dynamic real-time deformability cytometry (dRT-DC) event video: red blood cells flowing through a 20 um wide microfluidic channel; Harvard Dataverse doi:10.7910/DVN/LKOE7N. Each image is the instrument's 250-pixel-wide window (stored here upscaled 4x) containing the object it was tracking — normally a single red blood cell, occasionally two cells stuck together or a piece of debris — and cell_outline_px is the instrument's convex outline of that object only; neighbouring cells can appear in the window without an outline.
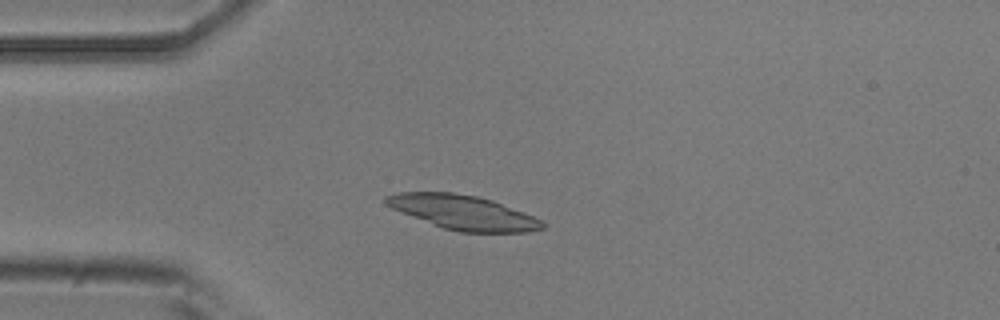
{"species": "common noctule bat (a hibernating species)", "species_latin": "Nyctalus noctula", "temperature_condition": "room temperature", "stored_images_in_passage": 5, "camera_frame_rate_fps": 3000, "um_per_image_px": 0.085, "animal": {"sex": "male", "body_mass_g": 20.5, "forearm_length_mm": 52.5}, "frame": {"image": 1, "passage_image": 4, "time_ms": 3.333, "image_size_px": [1000, 320], "cell_outline_px": [[548, 224], [544, 228], [528, 232], [460, 232], [444, 228], [432, 224], [400, 212], [392, 208], [384, 200], [384, 196], [400, 192], [452, 192], [476, 196], [492, 200], [532, 216]], "centroid_in_image_um": [39.36, 18.05], "position_along_channel_um": 45.6, "area_um2": 30.98}}